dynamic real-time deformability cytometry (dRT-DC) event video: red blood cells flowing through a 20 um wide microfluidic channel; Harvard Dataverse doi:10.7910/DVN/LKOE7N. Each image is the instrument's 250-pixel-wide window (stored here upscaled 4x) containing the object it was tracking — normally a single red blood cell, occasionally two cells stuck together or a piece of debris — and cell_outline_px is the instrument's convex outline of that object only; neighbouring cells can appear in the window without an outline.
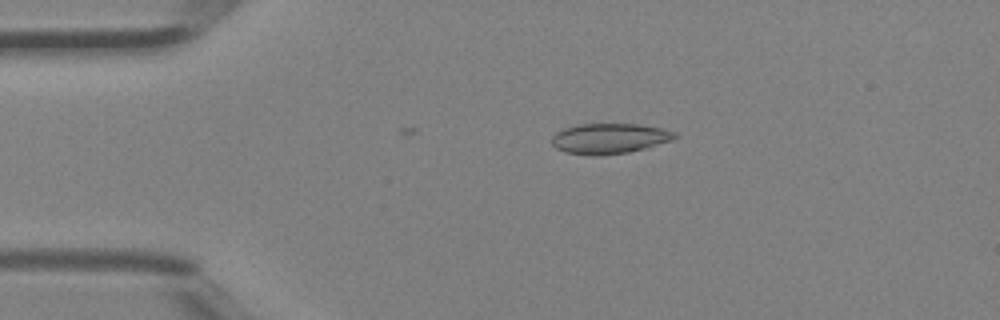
{"species": "Egyptian fruit bat (a non-hibernating species)", "species_latin": "Rousettus aegyptiacus", "temperature_condition": "room temperature", "stored_images_in_passage": 4, "camera_frame_rate_fps": 3000, "um_per_image_px": 0.085, "animal": {"sex": "female"}, "frame": {"image": 1, "passage_image": 3, "time_ms": 0.667, "image_size_px": [1000, 320], "cell_outline_px": [[680, 136], [672, 140], [648, 148], [628, 152], [600, 156], [592, 156], [564, 152], [556, 148], [552, 144], [552, 136], [556, 132], [564, 128], [580, 124], [640, 124], [660, 128], [676, 132]], "centroid_in_image_um": [51.82, 11.78], "position_along_channel_um": 33.2, "area_um2": 22.02}}